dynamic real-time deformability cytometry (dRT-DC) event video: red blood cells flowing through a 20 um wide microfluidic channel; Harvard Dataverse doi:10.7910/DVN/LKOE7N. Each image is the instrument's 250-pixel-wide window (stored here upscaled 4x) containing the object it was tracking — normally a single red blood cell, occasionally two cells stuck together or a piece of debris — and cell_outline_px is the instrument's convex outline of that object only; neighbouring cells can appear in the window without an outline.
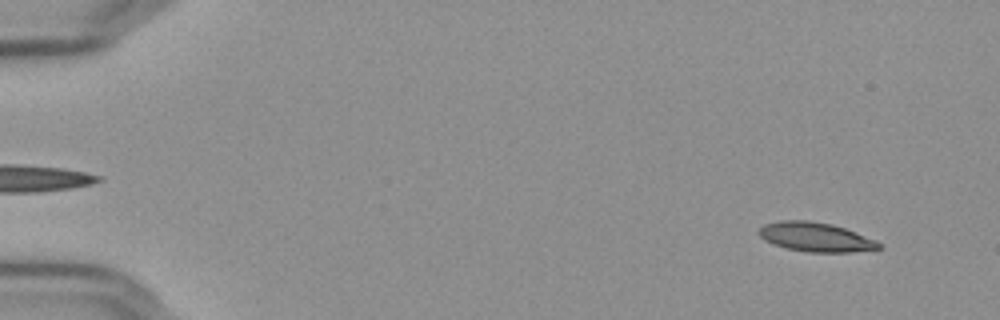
{"species": "Egyptian fruit bat (a non-hibernating species)", "species_latin": "Rousettus aegyptiacus", "temperature_condition": "cold", "stored_images_in_passage": 11, "camera_frame_rate_fps": 3000, "um_per_image_px": 0.085, "frame": {"image": 1, "passage_image": 4, "time_ms": 1.0, "image_size_px": [1000, 320], "cell_outline_px": [[880, 248], [848, 252], [808, 252], [788, 248], [764, 240], [756, 232], [764, 224], [780, 220], [808, 220], [832, 224], [844, 228], [872, 240], [880, 244]], "centroid_in_image_um": [69.23, 20.13], "position_along_channel_um": 15.8, "area_um2": 19.94}}